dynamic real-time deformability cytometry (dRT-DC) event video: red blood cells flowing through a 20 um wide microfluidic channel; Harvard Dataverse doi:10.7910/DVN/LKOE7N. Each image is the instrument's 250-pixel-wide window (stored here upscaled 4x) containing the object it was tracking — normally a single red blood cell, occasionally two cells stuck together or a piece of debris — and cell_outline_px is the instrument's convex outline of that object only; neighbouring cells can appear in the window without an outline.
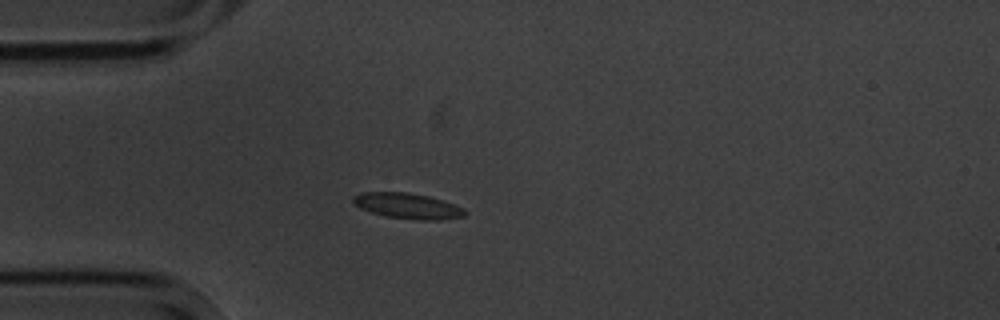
{"species": "common noctule bat (a hibernating species)", "species_latin": "Nyctalus noctula", "temperature_condition": "cold", "stored_images_in_passage": 4, "camera_frame_rate_fps": 3000, "um_per_image_px": 0.085, "animal": {"sex": "male", "body_mass_g": 20.1, "forearm_length_mm": 53.5}, "frame": {"image": 1, "passage_image": 4, "time_ms": 3.667, "image_size_px": [1000, 320], "cell_outline_px": [[468, 212], [464, 216], [440, 220], [416, 220], [384, 216], [360, 208], [352, 200], [352, 196], [360, 192], [408, 192], [428, 196], [444, 200], [464, 208]], "centroid_in_image_um": [34.67, 17.5], "position_along_channel_um": 50.3, "area_um2": 16.82}}